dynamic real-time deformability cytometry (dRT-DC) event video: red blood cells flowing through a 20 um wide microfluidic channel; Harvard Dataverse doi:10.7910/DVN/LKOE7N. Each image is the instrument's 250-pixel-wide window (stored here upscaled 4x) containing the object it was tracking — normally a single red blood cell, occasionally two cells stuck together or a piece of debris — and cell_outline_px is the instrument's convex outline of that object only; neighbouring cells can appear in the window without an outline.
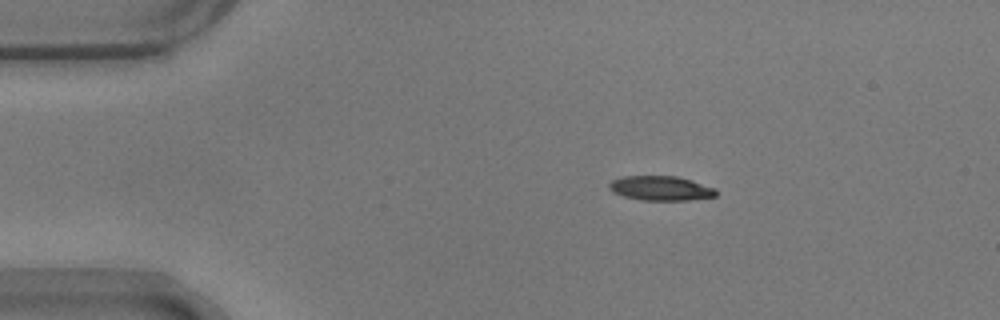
{"species": "common noctule bat (a hibernating species)", "species_latin": "Nyctalus noctula", "temperature_condition": "warm", "stored_images_in_passage": 46, "camera_frame_rate_fps": 3000, "um_per_image_px": 0.085, "animal": {"sex": "male", "body_mass_g": 17.9}, "frame": {"image": 1, "passage_image": 1, "time_ms": 0.0, "image_size_px": [1000, 320], "cell_outline_px": [[716, 196], [688, 200], [640, 200], [624, 196], [612, 192], [608, 188], [608, 184], [612, 180], [620, 176], [676, 176], [692, 180], [716, 188]], "centroid_in_image_um": [56.13, 15.99], "position_along_channel_um": 28.9, "area_um2": 15.37}}
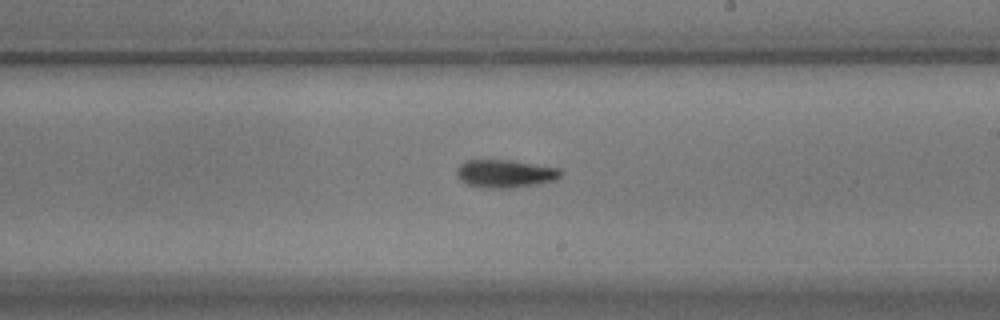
{"frame": {"image": 2, "passage_image": 23, "time_ms": 7.333, "image_size_px": [1000, 320], "cell_outline_px": [[564, 172], [556, 180], [536, 184], [512, 188], [484, 188], [468, 184], [460, 180], [456, 172], [456, 168], [464, 160], [512, 160], [560, 168]], "centroid_in_image_um": [42.95, 14.75], "position_along_channel_um": 246.1, "area_um2": 17.11}}
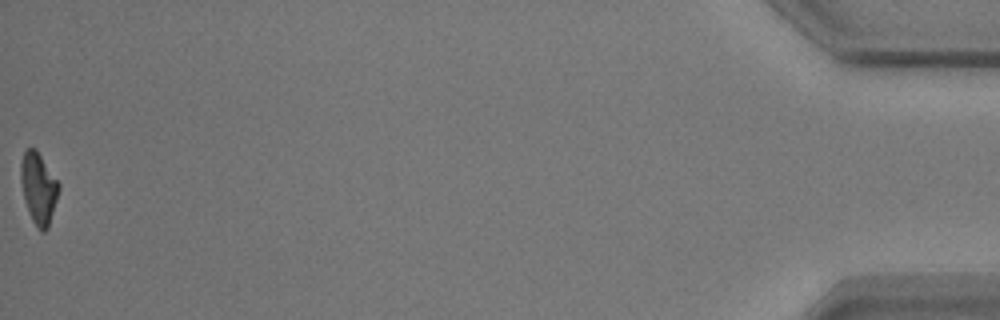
{"frame": {"image": 3, "passage_image": 46, "time_ms": 15.0, "image_size_px": [1000, 320], "cell_outline_px": [[60, 188], [48, 228], [44, 232], [32, 220], [24, 200], [20, 180], [20, 164], [24, 152], [28, 148], [36, 148], [60, 184]], "centroid_in_image_um": [3.27, 15.96], "position_along_channel_um": 431.9, "area_um2": 15.66}, "authors_computed_cell_mechanics": {"area_um2": 16.3285, "velocity_mm_per_s": 3.7081, "shape_relaxation_time_tau1_ms": 3.7032, "shape_relaxation_time_tau2_ms": 6.213, "deformation_change_tau1": 0.1801, "deformation_change_tau2": 0.1672}}